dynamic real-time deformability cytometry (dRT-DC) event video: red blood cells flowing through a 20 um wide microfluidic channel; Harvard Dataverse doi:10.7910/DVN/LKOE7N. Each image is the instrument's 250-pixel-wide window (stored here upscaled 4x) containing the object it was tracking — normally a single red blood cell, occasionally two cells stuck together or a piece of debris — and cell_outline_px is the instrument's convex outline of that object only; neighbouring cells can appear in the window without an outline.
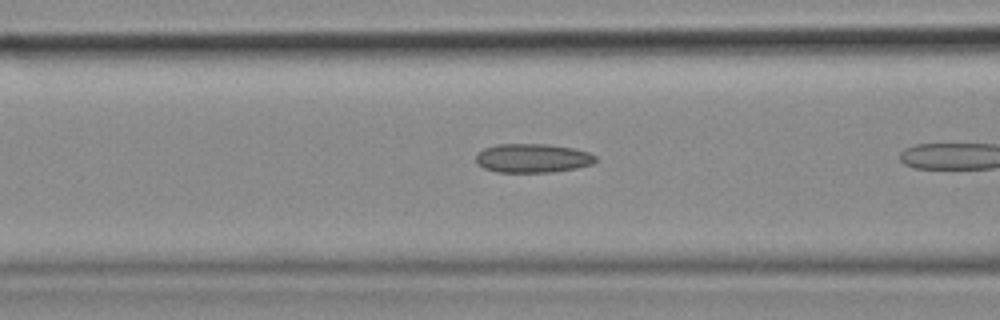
{"species": "common noctule bat (a hibernating species)", "species_latin": "Nyctalus noctula", "temperature_condition": "cold", "stored_images_in_passage": 8, "camera_frame_rate_fps": 3000, "um_per_image_px": 0.085, "animal": {"sex": "female", "body_mass_g": 18.4}, "frame": {"image": 1, "passage_image": 7, "time_ms": 2.0, "image_size_px": [1000, 320], "cell_outline_px": [[596, 160], [592, 164], [576, 168], [552, 172], [496, 172], [484, 168], [476, 164], [476, 156], [484, 148], [496, 144], [548, 144], [572, 148], [588, 152], [596, 156]], "centroid_in_image_um": [45.25, 13.44], "position_along_channel_um": 121.3, "area_um2": 20.17}}